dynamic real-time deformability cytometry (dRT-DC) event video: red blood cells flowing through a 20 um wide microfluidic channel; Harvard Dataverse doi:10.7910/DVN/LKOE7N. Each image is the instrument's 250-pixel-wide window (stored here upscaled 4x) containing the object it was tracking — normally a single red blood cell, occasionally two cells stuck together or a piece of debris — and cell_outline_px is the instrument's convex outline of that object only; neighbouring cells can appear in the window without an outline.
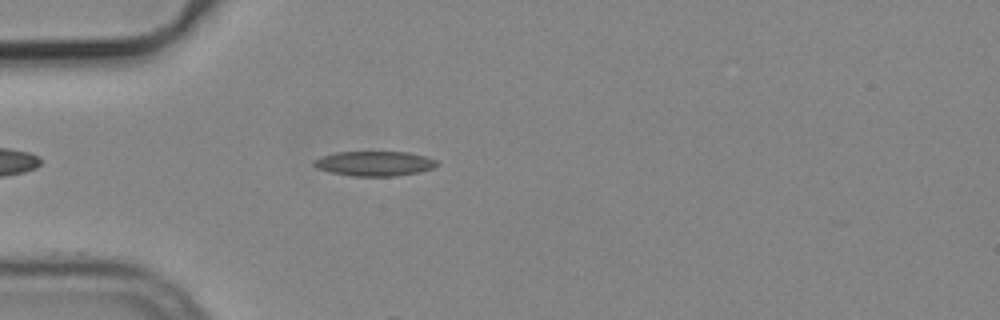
{"species": "common noctule bat (a hibernating species)", "species_latin": "Nyctalus noctula", "temperature_condition": "cold", "stored_images_in_passage": 4, "camera_frame_rate_fps": 3000, "um_per_image_px": 0.085, "animal": {"sex": "male", "body_mass_g": 19.2, "forearm_length_mm": 51.8}, "frame": {"image": 1, "passage_image": 1, "time_ms": 0.0, "image_size_px": [1000, 320], "cell_outline_px": [[440, 164], [432, 168], [420, 172], [396, 176], [352, 176], [328, 172], [316, 168], [312, 164], [312, 160], [320, 156], [336, 152], [408, 152], [424, 156], [436, 160]], "centroid_in_image_um": [31.79, 13.9], "position_along_channel_um": 53.2, "area_um2": 17.98}}